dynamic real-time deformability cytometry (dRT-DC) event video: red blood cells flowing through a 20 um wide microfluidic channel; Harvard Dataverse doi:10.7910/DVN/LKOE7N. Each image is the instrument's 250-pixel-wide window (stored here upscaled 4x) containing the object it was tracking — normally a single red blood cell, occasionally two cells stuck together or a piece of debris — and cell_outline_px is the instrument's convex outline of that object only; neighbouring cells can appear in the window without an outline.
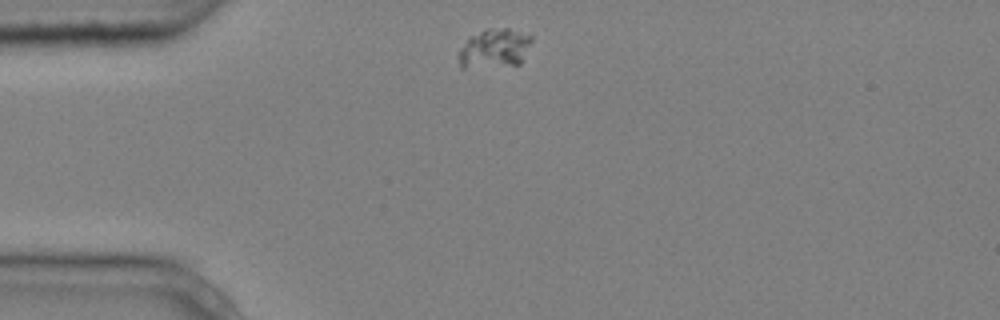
{"species": "common noctule bat (a hibernating species)", "species_latin": "Nyctalus noctula", "temperature_condition": "cold", "stored_images_in_passage": 2, "camera_frame_rate_fps": 3000, "um_per_image_px": 0.085, "animal": {"sex": "male", "body_mass_g": 20.4}, "frame": {"image": 1, "passage_image": 1, "time_ms": 0.0, "image_size_px": [1000, 320], "cell_outline_px": [[532, 40], [520, 64], [464, 68], [460, 68], [460, 48], [472, 36], [488, 28], [508, 28], [532, 36]], "centroid_in_image_um": [42.05, 4.11], "position_along_channel_um": 43.0, "area_um2": 16.24}}